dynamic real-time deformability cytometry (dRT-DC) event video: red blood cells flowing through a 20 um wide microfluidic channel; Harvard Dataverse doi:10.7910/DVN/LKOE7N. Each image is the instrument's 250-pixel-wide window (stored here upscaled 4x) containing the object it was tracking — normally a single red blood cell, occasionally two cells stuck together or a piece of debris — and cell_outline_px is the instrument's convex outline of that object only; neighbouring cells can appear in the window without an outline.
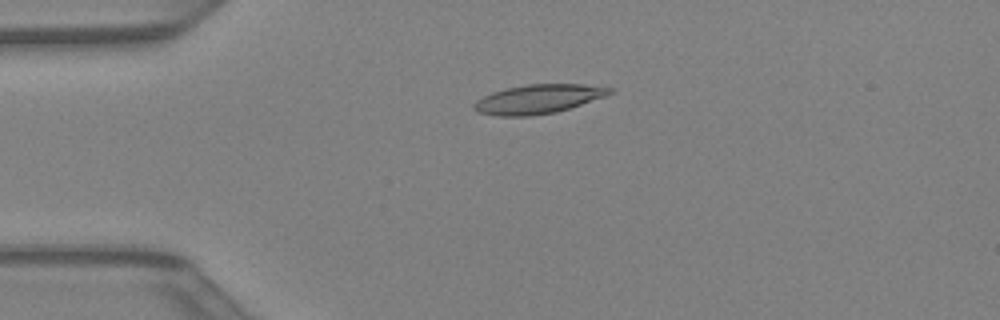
{"species": "Egyptian fruit bat (a non-hibernating species)", "species_latin": "Rousettus aegyptiacus", "temperature_condition": "warm", "stored_images_in_passage": 38, "camera_frame_rate_fps": 3000, "um_per_image_px": 0.085, "animal": {"sex": "female"}, "frame": {"image": 1, "passage_image": 6, "time_ms": 1.667, "image_size_px": [1000, 320], "cell_outline_px": [[612, 92], [608, 96], [556, 112], [528, 116], [496, 116], [476, 112], [472, 108], [472, 104], [476, 100], [492, 92], [504, 88], [528, 84], [580, 84], [612, 88]], "centroid_in_image_um": [45.71, 8.42], "position_along_channel_um": 39.3, "area_um2": 23.12}}
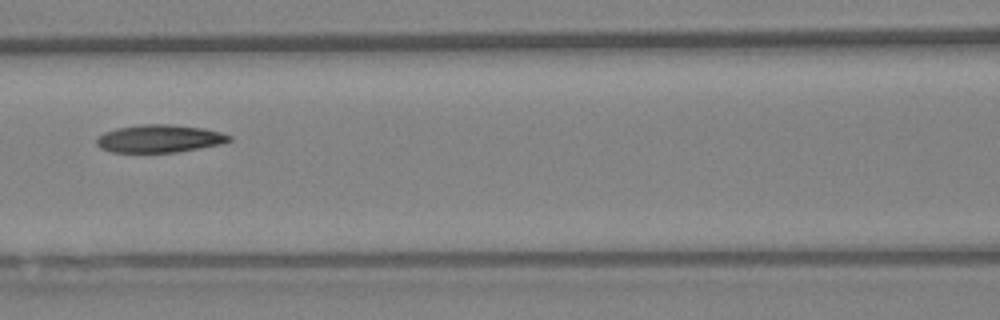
{"frame": {"image": 2, "passage_image": 15, "time_ms": 4.667, "image_size_px": [1000, 320], "cell_outline_px": [[232, 140], [220, 144], [200, 148], [176, 152], [112, 152], [100, 148], [96, 144], [96, 136], [104, 132], [116, 128], [140, 124], [168, 124], [204, 128], [220, 132], [232, 136]], "centroid_in_image_um": [13.52, 11.78], "position_along_channel_um": 153.1, "area_um2": 21.56}}
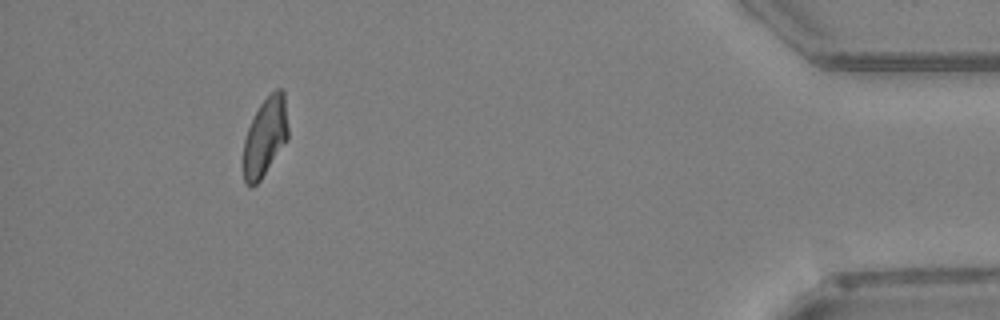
{"frame": {"image": 3, "passage_image": 35, "time_ms": 11.333, "image_size_px": [1000, 320], "cell_outline_px": [[288, 140], [260, 180], [252, 188], [244, 184], [244, 140], [248, 128], [260, 104], [276, 88], [284, 88], [288, 128]], "centroid_in_image_um": [22.55, 11.63], "position_along_channel_um": 412.6, "area_um2": 20.52}}